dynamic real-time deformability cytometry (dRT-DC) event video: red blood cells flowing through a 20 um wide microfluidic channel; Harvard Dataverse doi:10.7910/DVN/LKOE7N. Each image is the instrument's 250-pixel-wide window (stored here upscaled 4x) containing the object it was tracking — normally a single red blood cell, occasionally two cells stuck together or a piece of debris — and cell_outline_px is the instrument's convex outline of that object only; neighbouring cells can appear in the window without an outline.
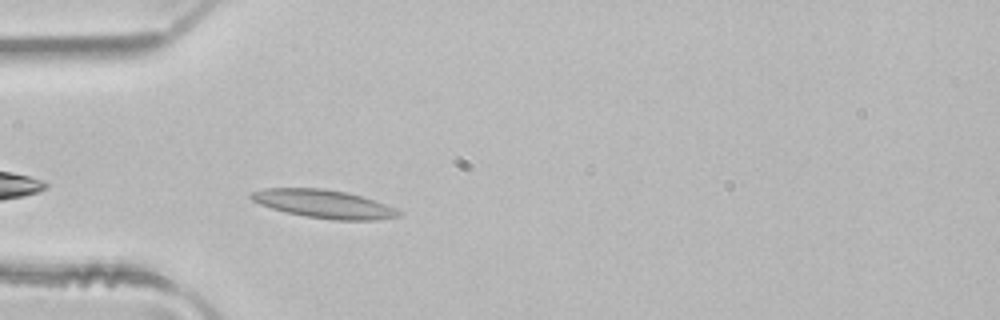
{"species": "common noctule bat (a hibernating species)", "species_latin": "Nyctalus noctula", "temperature_condition": "room temperature", "stored_images_in_passage": 4, "camera_frame_rate_fps": 3000, "um_per_image_px": 0.085, "animal": {"sex": "male", "body_mass_g": 21.5, "forearm_length_mm": 52.0}, "frame": {"image": 1, "passage_image": 4, "time_ms": 1.0, "image_size_px": [1000, 320], "cell_outline_px": [[400, 216], [376, 220], [332, 220], [304, 216], [272, 208], [260, 204], [252, 200], [248, 196], [252, 192], [264, 188], [324, 188], [344, 192], [360, 196], [384, 204], [400, 212]], "centroid_in_image_um": [27.47, 17.33], "position_along_channel_um": 57.5, "area_um2": 23.93}}